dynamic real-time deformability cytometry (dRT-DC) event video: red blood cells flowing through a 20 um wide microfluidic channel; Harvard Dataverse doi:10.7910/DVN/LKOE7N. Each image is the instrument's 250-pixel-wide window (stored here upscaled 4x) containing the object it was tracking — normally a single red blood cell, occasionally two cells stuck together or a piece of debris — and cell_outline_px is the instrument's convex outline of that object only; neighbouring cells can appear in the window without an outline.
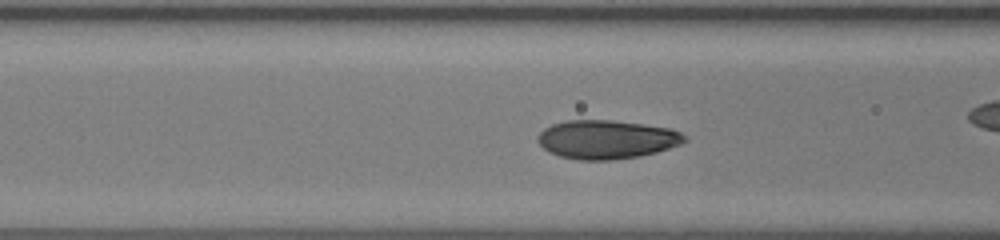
{"species": "human", "species_latin": "Homo sapiens", "temperature_condition": "room temperature", "stored_images_in_passage": 43, "camera_frame_rate_fps": 3000, "um_per_image_px": 0.085, "donor": {"sex": "female"}, "frame": {"image": 1, "passage_image": 19, "time_ms": 6.0, "image_size_px": [1000, 240], "cell_outline_px": [[688, 140], [680, 144], [656, 152], [640, 156], [612, 160], [580, 160], [560, 156], [548, 152], [536, 140], [536, 136], [544, 128], [552, 124], [568, 120], [612, 120], [672, 128], [688, 136]], "centroid_in_image_um": [51.57, 11.85], "position_along_channel_um": 115.0, "area_um2": 33.29}}
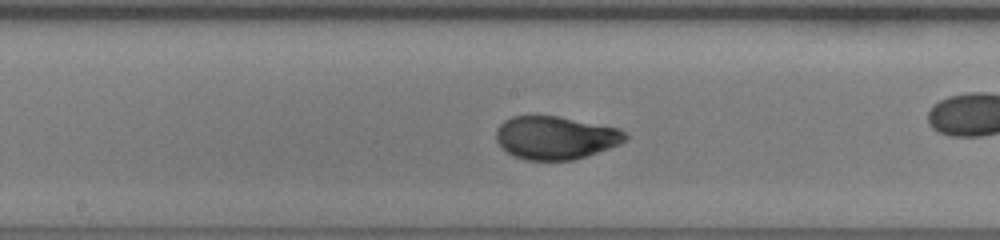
{"frame": {"image": 2, "passage_image": 25, "time_ms": 8.0, "image_size_px": [1000, 240], "cell_outline_px": [[628, 140], [620, 144], [572, 160], [524, 160], [512, 156], [496, 140], [496, 128], [504, 120], [512, 116], [556, 116], [620, 128], [628, 136]], "centroid_in_image_um": [47.21, 11.7], "position_along_channel_um": 201.0, "area_um2": 32.31}}
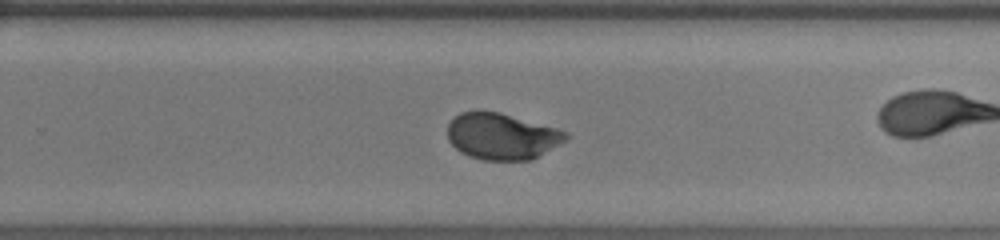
{"frame": {"image": 3, "passage_image": 31, "time_ms": 10.0, "image_size_px": [1000, 240], "cell_outline_px": [[572, 136], [560, 144], [532, 160], [484, 160], [468, 156], [460, 152], [448, 140], [448, 124], [460, 112], [476, 108], [480, 108], [500, 112], [556, 128], [568, 132]], "centroid_in_image_um": [42.65, 11.56], "position_along_channel_um": 287.1, "area_um2": 32.54}, "authors_computed_cell_mechanics": {"area_um2": 32.3102, "velocity_mm_per_s": 4.3135, "shape_relaxation_time_tau1_ms": 4.1732, "shape_relaxation_time_tau2_ms": null, "deformation_change_tau1": 0.1892, "deformation_change_tau2": null}}